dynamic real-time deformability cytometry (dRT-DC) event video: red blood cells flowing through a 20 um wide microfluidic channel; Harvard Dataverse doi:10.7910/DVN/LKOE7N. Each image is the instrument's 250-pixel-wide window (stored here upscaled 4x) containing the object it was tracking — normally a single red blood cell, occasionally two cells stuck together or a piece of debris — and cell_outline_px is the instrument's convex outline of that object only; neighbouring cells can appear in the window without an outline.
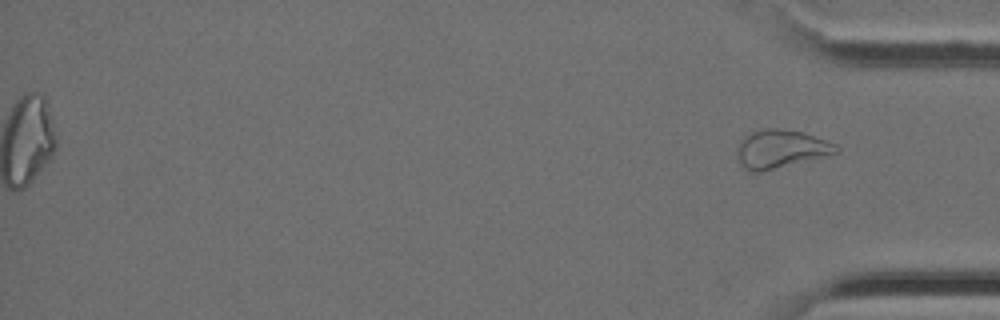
{"species": "Egyptian fruit bat (a non-hibernating species)", "species_latin": "Rousettus aegyptiacus", "temperature_condition": "cold", "stored_images_in_passage": 38, "segment_of_instrument_passage": [2, 2], "camera_frame_rate_fps": 3000, "um_per_image_px": 0.085, "animal": {"sex": "female"}, "frame": {"image": 1, "passage_image": 38, "time_ms": 12.333, "image_size_px": [1000, 320], "cell_outline_px": [[840, 148], [836, 152], [824, 156], [760, 172], [752, 172], [744, 168], [740, 164], [736, 152], [736, 148], [740, 140], [744, 136], [752, 132], [764, 128], [784, 128], [804, 132], [836, 144]], "centroid_in_image_um": [66.31, 12.64], "position_along_channel_um": 368.9, "area_um2": 22.08}}